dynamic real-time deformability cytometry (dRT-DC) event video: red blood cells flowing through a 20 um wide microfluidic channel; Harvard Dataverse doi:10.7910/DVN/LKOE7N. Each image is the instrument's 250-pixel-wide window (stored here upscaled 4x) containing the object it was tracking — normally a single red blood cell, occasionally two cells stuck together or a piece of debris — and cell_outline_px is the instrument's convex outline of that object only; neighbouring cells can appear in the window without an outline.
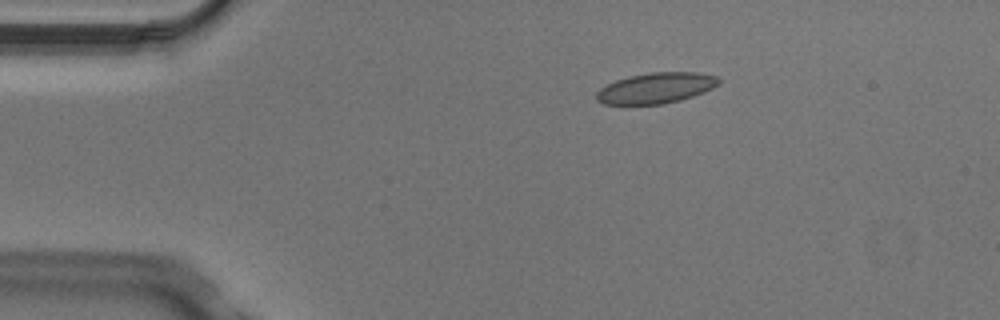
{"species": "Egyptian fruit bat (a non-hibernating species)", "species_latin": "Rousettus aegyptiacus", "temperature_condition": "cold", "stored_images_in_passage": 8, "camera_frame_rate_fps": 3000, "um_per_image_px": 0.085, "animal": {"sex": "male"}, "frame": {"image": 1, "passage_image": 3, "time_ms": 0.667, "image_size_px": [1000, 320], "cell_outline_px": [[720, 84], [704, 92], [680, 100], [664, 104], [604, 104], [596, 100], [596, 92], [600, 88], [616, 80], [628, 76], [648, 72], [700, 72], [716, 76], [720, 80]], "centroid_in_image_um": [55.76, 7.47], "position_along_channel_um": 29.2, "area_um2": 21.96}}
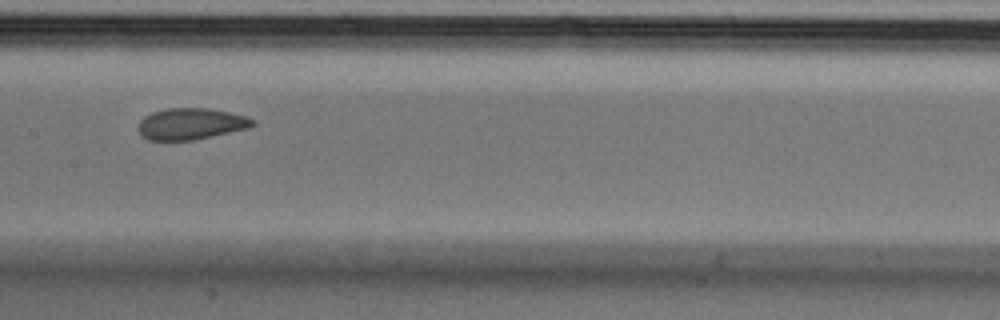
{"frame": {"image": 2, "passage_image": 7, "time_ms": 2.0, "image_size_px": [1000, 320], "cell_outline_px": [[256, 124], [248, 128], [212, 136], [192, 140], [148, 140], [140, 136], [136, 128], [140, 120], [144, 116], [152, 112], [168, 108], [208, 108], [228, 112], [244, 116], [252, 120]], "centroid_in_image_um": [16.15, 10.53], "position_along_channel_um": 191.3, "area_um2": 20.92}}
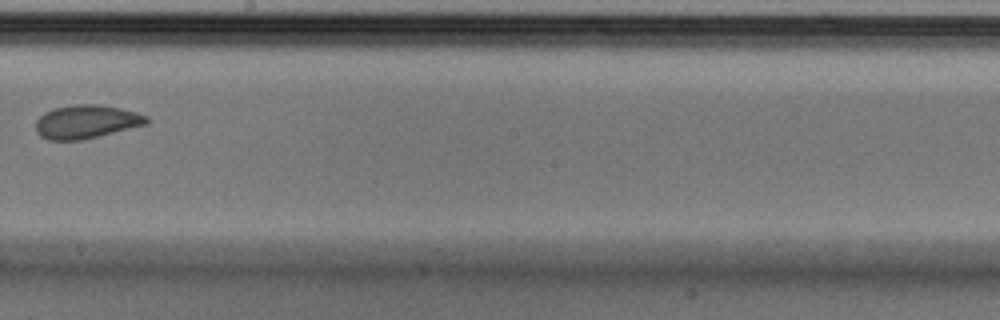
{"frame": {"image": 3, "passage_image": 8, "time_ms": 2.333, "image_size_px": [1000, 320], "cell_outline_px": [[148, 124], [80, 140], [48, 140], [40, 136], [36, 132], [36, 120], [44, 112], [56, 108], [72, 104], [100, 104], [120, 108], [136, 112], [148, 116]], "centroid_in_image_um": [7.33, 10.34], "position_along_channel_um": 240.9, "area_um2": 21.62}}